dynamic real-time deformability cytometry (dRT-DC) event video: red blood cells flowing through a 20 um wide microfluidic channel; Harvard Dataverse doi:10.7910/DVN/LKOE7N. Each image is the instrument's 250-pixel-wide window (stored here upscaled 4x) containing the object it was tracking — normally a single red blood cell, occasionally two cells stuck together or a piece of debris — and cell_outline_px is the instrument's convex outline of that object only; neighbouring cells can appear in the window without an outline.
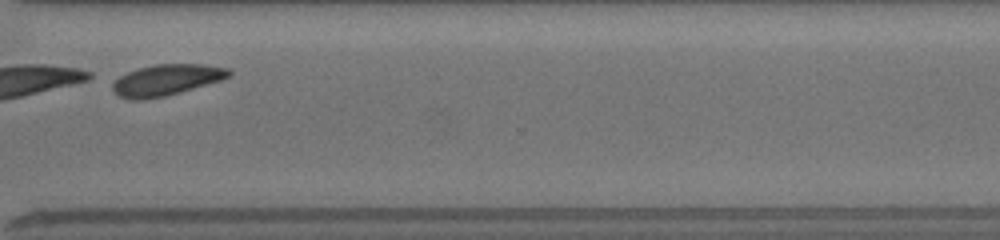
{"species": "common noctule bat (a hibernating species)", "species_latin": "Nyctalus noctula", "temperature_condition": "room temperature", "stored_images_in_passage": 15, "camera_frame_rate_fps": 3000, "um_per_image_px": 0.085, "animal": {"sex": "female", "body_mass_g": 19.5, "forearm_length_mm": 54.1}, "frame": {"image": 1, "passage_image": 13, "time_ms": 7.667, "image_size_px": [1000, 240], "cell_outline_px": [[232, 76], [220, 80], [180, 92], [164, 96], [140, 100], [132, 100], [116, 96], [112, 88], [112, 84], [120, 76], [128, 72], [140, 68], [156, 64], [200, 64], [228, 68], [232, 72]], "centroid_in_image_um": [14.13, 6.8], "position_along_channel_um": 356.5, "area_um2": 20.92}}